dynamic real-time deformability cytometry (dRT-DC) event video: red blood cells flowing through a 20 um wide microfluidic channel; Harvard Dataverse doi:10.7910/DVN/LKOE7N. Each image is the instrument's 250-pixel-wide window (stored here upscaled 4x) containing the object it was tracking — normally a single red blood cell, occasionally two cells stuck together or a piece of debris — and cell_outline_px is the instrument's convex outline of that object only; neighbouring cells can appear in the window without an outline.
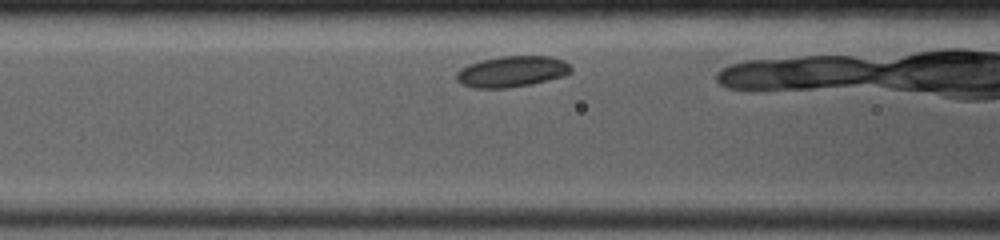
{"species": "common noctule bat (a hibernating species)", "species_latin": "Nyctalus noctula", "temperature_condition": "room temperature", "stored_images_in_passage": 27, "camera_frame_rate_fps": 4000, "um_per_image_px": 0.085, "animal": {"sex": "female", "body_mass_g": 19.0, "forearm_length_mm": 53.3}, "frame": {"image": 1, "passage_image": 5, "time_ms": 1.5, "image_size_px": [1000, 240], "cell_outline_px": [[572, 72], [564, 76], [532, 84], [508, 88], [472, 88], [456, 80], [456, 72], [460, 68], [468, 64], [480, 60], [500, 56], [552, 56], [564, 60], [572, 68]], "centroid_in_image_um": [43.51, 6.07], "position_along_channel_um": 123.1, "area_um2": 20.92}}
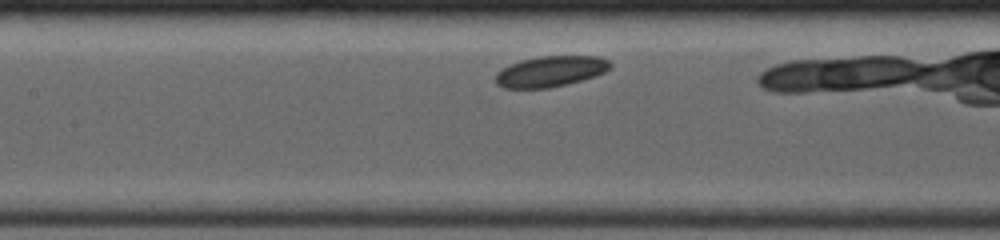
{"frame": {"image": 2, "passage_image": 8, "time_ms": 2.5, "image_size_px": [1000, 240], "cell_outline_px": [[612, 68], [596, 76], [548, 88], [504, 88], [496, 84], [496, 72], [520, 60], [540, 56], [600, 56], [608, 60], [612, 64]], "centroid_in_image_um": [46.82, 6.06], "position_along_channel_um": 160.6, "area_um2": 20.46}, "authors_computed_cell_mechanics": {"area_um2": 21.0392, "velocity_mm_per_s": 3.7744, "shape_relaxation_time_tau1_ms": 0.4586, "shape_relaxation_time_tau2_ms": null, "deformation_change_tau1": 0.0293, "deformation_change_tau2": null}}